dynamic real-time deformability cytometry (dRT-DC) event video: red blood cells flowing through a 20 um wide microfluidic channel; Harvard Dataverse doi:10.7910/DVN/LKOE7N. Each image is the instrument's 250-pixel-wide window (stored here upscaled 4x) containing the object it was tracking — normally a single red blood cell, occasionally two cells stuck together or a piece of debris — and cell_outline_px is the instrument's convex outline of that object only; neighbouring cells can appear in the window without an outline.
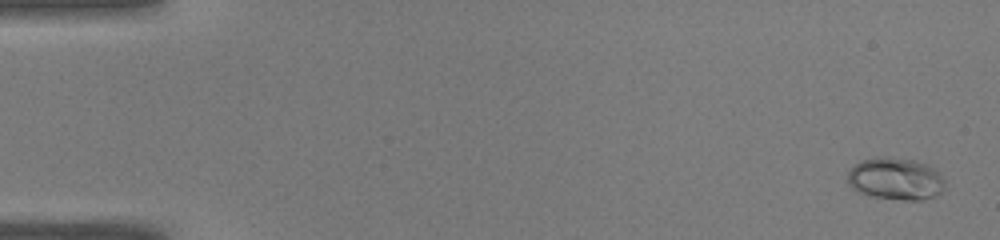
{"species": "common noctule bat (a hibernating species)", "species_latin": "Nyctalus noctula", "temperature_condition": "warm", "stored_images_in_passage": 50, "camera_frame_rate_fps": 3000, "um_per_image_px": 0.085, "animal": {"sex": "male", "body_mass_g": 19.0, "forearm_length_mm": 50.8}, "frame": {"image": 1, "passage_image": 2, "time_ms": 0.333, "image_size_px": [1000, 240], "cell_outline_px": [[944, 188], [940, 192], [932, 196], [920, 200], [904, 200], [872, 196], [860, 192], [852, 188], [848, 184], [848, 168], [860, 160], [880, 156], [888, 156], [916, 160], [928, 164], [940, 172], [944, 180]], "centroid_in_image_um": [76.11, 15.16], "position_along_channel_um": 8.9, "area_um2": 24.22}}
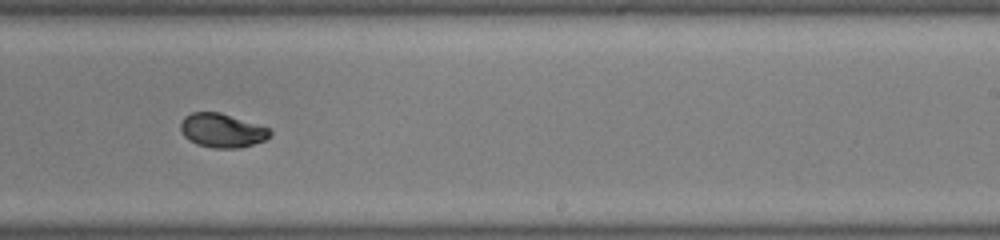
{"frame": {"image": 2, "passage_image": 32, "time_ms": 10.333, "image_size_px": [1000, 240], "cell_outline_px": [[272, 136], [264, 140], [240, 148], [212, 148], [196, 144], [188, 140], [184, 136], [180, 128], [180, 124], [184, 116], [192, 112], [220, 112], [272, 128]], "centroid_in_image_um": [18.89, 11.09], "position_along_channel_um": 270.1, "area_um2": 17.98}}
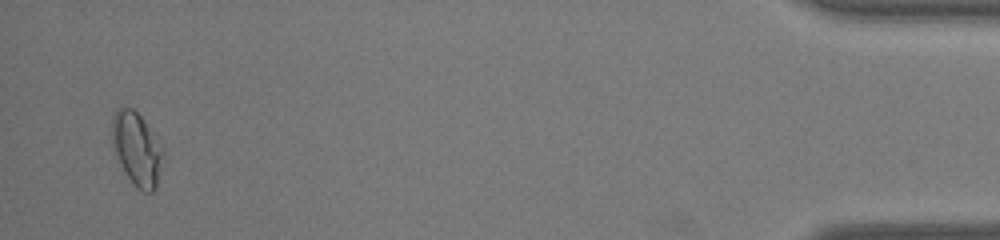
{"frame": {"image": 3, "passage_image": 49, "time_ms": 16.0, "image_size_px": [1000, 240], "cell_outline_px": [[164, 152], [156, 188], [152, 192], [144, 192], [136, 188], [128, 176], [116, 152], [112, 140], [112, 116], [120, 108], [132, 108], [140, 116]], "centroid_in_image_um": [11.63, 12.69], "position_along_channel_um": 423.6, "area_um2": 20.81}, "authors_computed_cell_mechanics": {"area_um2": 18.3226, "velocity_mm_per_s": 4.085, "shape_relaxation_time_tau1_ms": 3.4799, "shape_relaxation_time_tau2_ms": 1.1244, "deformation_change_tau1": 0.147, "deformation_change_tau2": 0.0272}}